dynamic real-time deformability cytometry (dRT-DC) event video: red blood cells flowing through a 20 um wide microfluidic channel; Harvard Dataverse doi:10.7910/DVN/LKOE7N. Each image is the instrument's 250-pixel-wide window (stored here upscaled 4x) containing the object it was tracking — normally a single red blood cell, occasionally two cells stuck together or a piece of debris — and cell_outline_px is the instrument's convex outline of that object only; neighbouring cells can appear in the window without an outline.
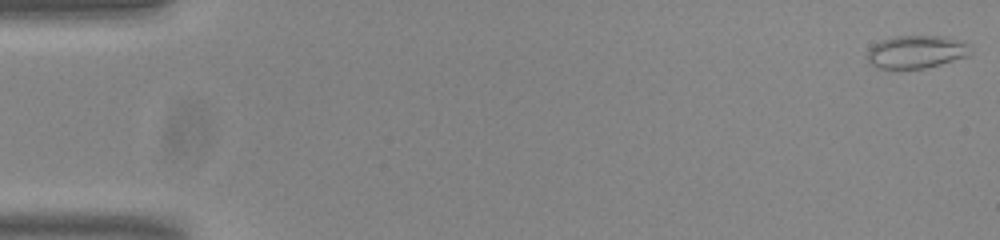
{"species": "common noctule bat (a hibernating species)", "species_latin": "Nyctalus noctula", "temperature_condition": "room temperature", "stored_images_in_passage": 54, "camera_frame_rate_fps": 3000, "um_per_image_px": 0.085, "animal": {"sex": "male", "body_mass_g": 20.0, "forearm_length_mm": 53.3}, "frame": {"image": 1, "passage_image": 1, "time_ms": 0.0, "image_size_px": [1000, 240], "cell_outline_px": [[972, 52], [968, 56], [940, 64], [924, 68], [880, 68], [872, 64], [868, 60], [868, 48], [880, 40], [896, 36], [948, 36], [960, 40], [968, 44]], "centroid_in_image_um": [77.91, 4.39], "position_along_channel_um": 7.1, "area_um2": 19.71}}
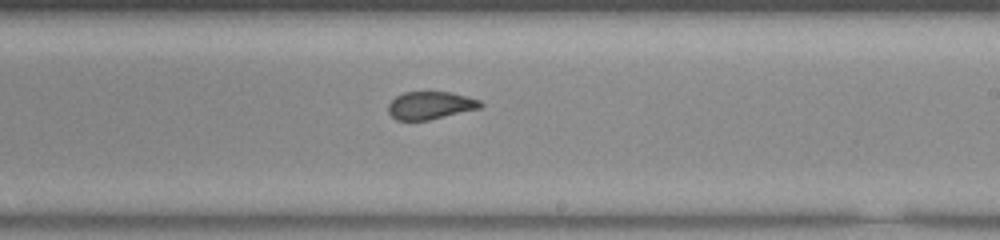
{"frame": {"image": 2, "passage_image": 32, "time_ms": 10.333, "image_size_px": [1000, 240], "cell_outline_px": [[484, 104], [480, 108], [428, 120], [396, 120], [388, 112], [388, 104], [396, 96], [404, 92], [452, 92], [480, 100]], "centroid_in_image_um": [36.58, 8.95], "position_along_channel_um": 252.4, "area_um2": 14.85}}
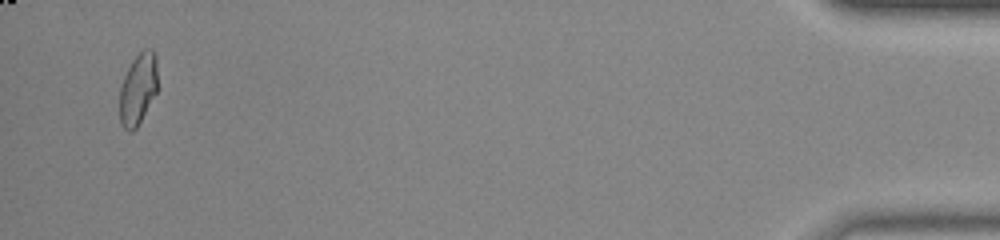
{"frame": {"image": 3, "passage_image": 52, "time_ms": 17.0, "image_size_px": [1000, 240], "cell_outline_px": [[156, 92], [136, 128], [132, 132], [128, 132], [120, 124], [120, 84], [132, 60], [144, 48], [152, 48], [156, 52]], "centroid_in_image_um": [11.71, 7.54], "position_along_channel_um": 423.5, "area_um2": 15.72}, "authors_computed_cell_mechanics": {"area_um2": 16.473, "velocity_mm_per_s": 3.8297, "shape_relaxation_time_tau1_ms": null, "shape_relaxation_time_tau2_ms": 0.9887, "deformation_change_tau1": null, "deformation_change_tau2": 0.0628}}